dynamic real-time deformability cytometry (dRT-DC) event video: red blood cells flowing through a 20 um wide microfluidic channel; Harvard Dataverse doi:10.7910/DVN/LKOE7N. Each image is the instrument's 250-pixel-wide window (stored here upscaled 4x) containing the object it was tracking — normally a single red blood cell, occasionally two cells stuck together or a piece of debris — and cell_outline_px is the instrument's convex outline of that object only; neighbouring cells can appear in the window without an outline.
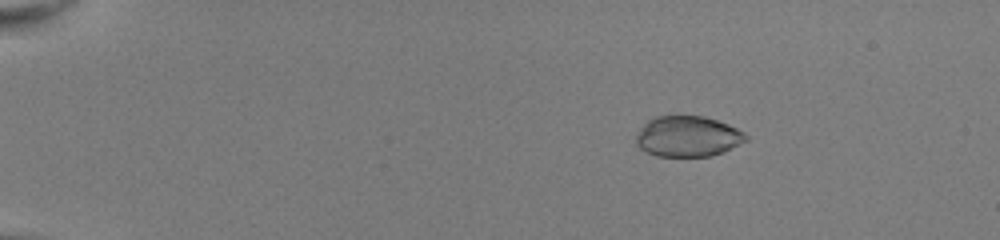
{"species": "common noctule bat (a hibernating species)", "species_latin": "Nyctalus noctula", "temperature_condition": "room temperature", "stored_images_in_passage": 53, "camera_frame_rate_fps": 3000, "um_per_image_px": 0.085, "animal": {"sex": "female", "body_mass_g": 22.0, "forearm_length_mm": 56.7}, "frame": {"image": 1, "passage_image": 10, "time_ms": 3.0, "image_size_px": [1000, 240], "cell_outline_px": [[748, 140], [724, 152], [712, 156], [656, 156], [640, 148], [636, 144], [636, 136], [640, 128], [648, 120], [656, 116], [704, 116], [728, 124], [744, 132], [748, 136]], "centroid_in_image_um": [58.48, 11.6], "position_along_channel_um": 26.5, "area_um2": 26.07}}
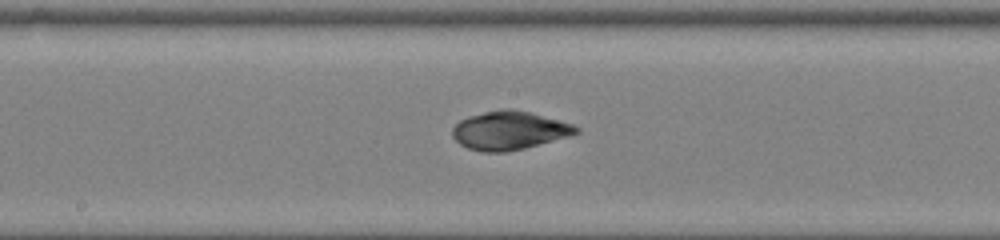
{"frame": {"image": 2, "passage_image": 31, "time_ms": 10.0, "image_size_px": [1000, 240], "cell_outline_px": [[580, 132], [568, 136], [524, 148], [504, 152], [480, 152], [468, 148], [460, 144], [452, 136], [452, 128], [460, 120], [468, 116], [484, 112], [504, 108], [512, 108], [528, 112], [572, 124], [580, 128]], "centroid_in_image_um": [43.25, 11.09], "position_along_channel_um": 204.9, "area_um2": 27.51}}
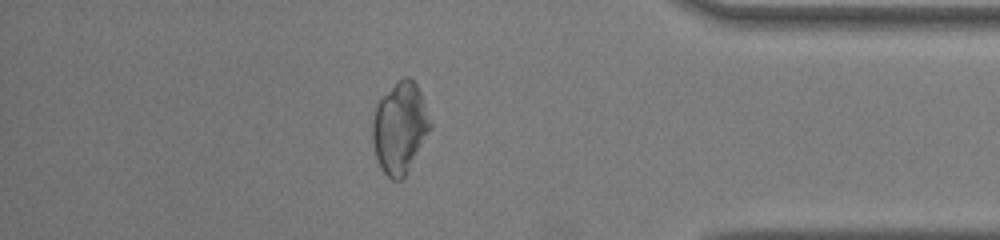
{"frame": {"image": 3, "passage_image": 47, "time_ms": 15.333, "image_size_px": [1000, 240], "cell_outline_px": [[432, 128], [404, 176], [400, 180], [392, 180], [380, 168], [376, 156], [372, 140], [372, 120], [376, 104], [380, 96], [396, 80], [404, 76], [408, 76], [416, 84], [420, 92], [432, 124]], "centroid_in_image_um": [33.96, 10.81], "position_along_channel_um": 401.2, "area_um2": 30.81}, "authors_computed_cell_mechanics": {"area_um2": 27.5706, "velocity_mm_per_s": 4.0536, "shape_relaxation_time_tau1_ms": 4.2108, "shape_relaxation_time_tau2_ms": 1.5467, "deformation_change_tau1": 0.1184, "deformation_change_tau2": 0.0568}}